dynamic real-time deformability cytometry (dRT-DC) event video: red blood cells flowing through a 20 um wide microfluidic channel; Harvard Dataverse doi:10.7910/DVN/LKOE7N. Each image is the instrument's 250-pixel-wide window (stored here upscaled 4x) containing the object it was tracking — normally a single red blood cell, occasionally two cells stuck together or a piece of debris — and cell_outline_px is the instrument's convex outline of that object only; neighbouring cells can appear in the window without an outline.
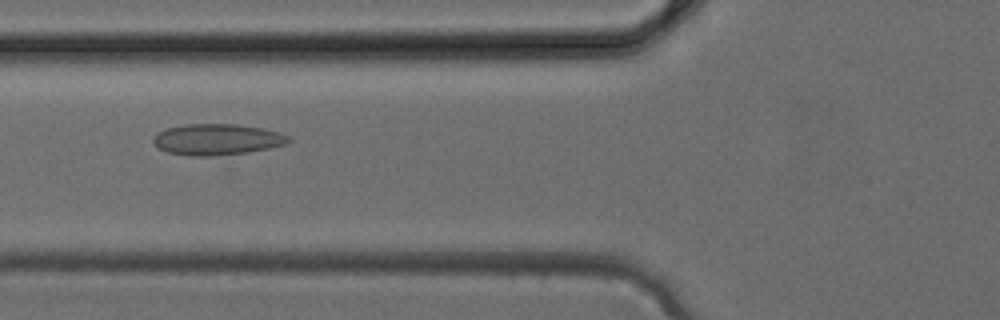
{"species": "common noctule bat (a hibernating species)", "species_latin": "Nyctalus noctula", "temperature_condition": "cold", "stored_images_in_passage": 5, "camera_frame_rate_fps": 3000, "um_per_image_px": 0.085, "animal": {"sex": "female", "body_mass_g": 24.6, "forearm_length_mm": 56.2}, "frame": {"image": 1, "passage_image": 5, "time_ms": 1.333, "image_size_px": [1000, 320], "cell_outline_px": [[292, 140], [288, 144], [248, 152], [212, 156], [188, 156], [168, 152], [160, 148], [152, 140], [164, 128], [184, 124], [236, 124], [260, 128], [276, 132], [288, 136]], "centroid_in_image_um": [18.45, 11.85], "position_along_channel_um": 107.4, "area_um2": 24.33}}